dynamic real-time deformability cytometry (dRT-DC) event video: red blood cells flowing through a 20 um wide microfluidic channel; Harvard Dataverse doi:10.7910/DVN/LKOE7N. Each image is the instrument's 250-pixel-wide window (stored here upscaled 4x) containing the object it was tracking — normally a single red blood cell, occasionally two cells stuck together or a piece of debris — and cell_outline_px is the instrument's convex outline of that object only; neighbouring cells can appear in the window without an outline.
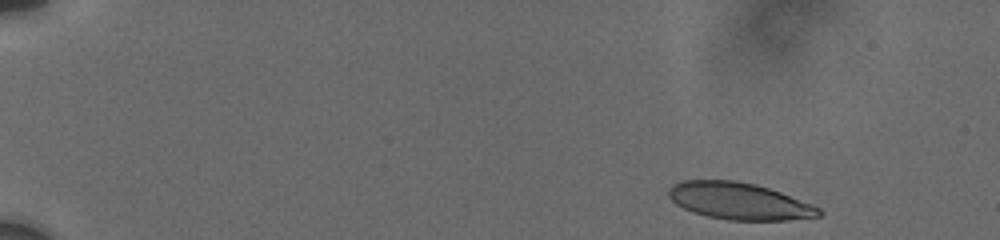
{"species": "human", "species_latin": "Homo sapiens", "temperature_condition": "cold", "stored_images_in_passage": 16, "camera_frame_rate_fps": 3000, "um_per_image_px": 0.085, "donor": {"sex": "male"}, "frame": {"image": 1, "passage_image": 1, "time_ms": 0.0, "image_size_px": [1000, 240], "cell_outline_px": [[824, 216], [788, 220], [728, 220], [708, 216], [692, 212], [676, 204], [668, 196], [668, 188], [672, 184], [680, 180], [736, 180], [756, 184], [780, 192], [812, 204], [820, 208], [824, 212]], "centroid_in_image_um": [62.84, 17.09], "position_along_channel_um": 22.2, "area_um2": 32.54}}
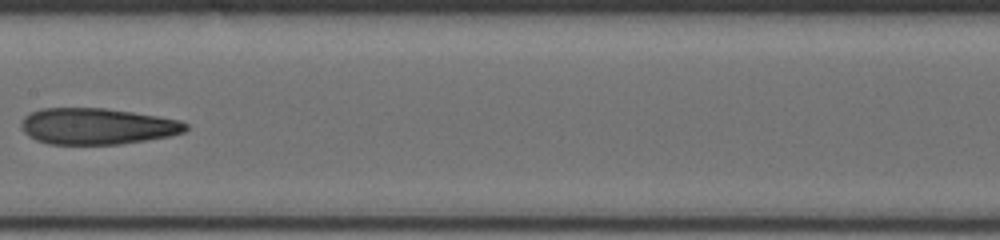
{"frame": {"image": 2, "passage_image": 9, "time_ms": 8.333, "image_size_px": [1000, 240], "cell_outline_px": [[188, 128], [184, 132], [168, 136], [120, 144], [48, 144], [36, 140], [28, 136], [24, 132], [20, 124], [24, 116], [40, 108], [104, 108], [132, 112], [180, 120], [188, 124]], "centroid_in_image_um": [8.22, 10.73], "position_along_channel_um": 199.2, "area_um2": 34.68}}
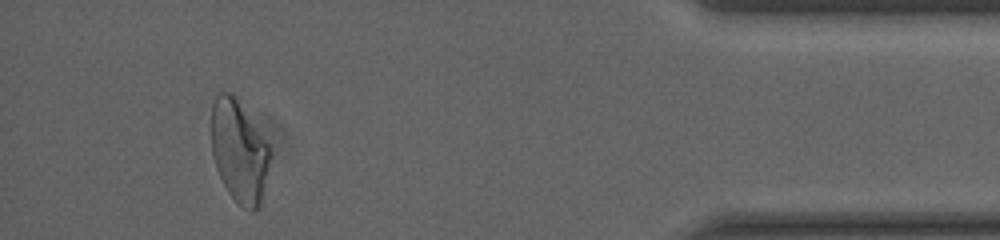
{"frame": {"image": 3, "passage_image": 16, "time_ms": 15.333, "image_size_px": [1000, 240], "cell_outline_px": [[268, 164], [260, 208], [252, 212], [236, 204], [228, 192], [216, 168], [212, 156], [212, 104], [216, 96], [220, 92], [232, 92], [236, 96], [268, 144]], "centroid_in_image_um": [20.29, 12.88], "position_along_channel_um": 414.9, "area_um2": 34.62}, "authors_computed_cell_mechanics": {"area_um2": 34.6511, "velocity_mm_per_s": 3.7475, "shape_relaxation_time_tau1_ms": 7.371, "shape_relaxation_time_tau2_ms": 3.5243, "deformation_change_tau1": 0.1896, "deformation_change_tau2": 0.1095}}